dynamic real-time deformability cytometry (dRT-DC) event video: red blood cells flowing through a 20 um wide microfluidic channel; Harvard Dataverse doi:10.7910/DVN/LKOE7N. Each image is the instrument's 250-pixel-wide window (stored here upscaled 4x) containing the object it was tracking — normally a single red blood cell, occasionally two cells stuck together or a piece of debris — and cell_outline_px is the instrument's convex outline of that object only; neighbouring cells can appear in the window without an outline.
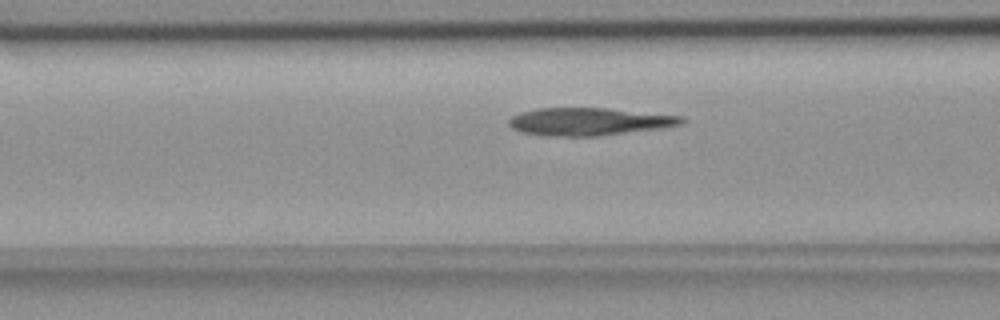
{"species": "common noctule bat (a hibernating species)", "species_latin": "Nyctalus noctula", "temperature_condition": "room temperature", "stored_images_in_passage": 50, "camera_frame_rate_fps": 3000, "um_per_image_px": 0.085, "animal": {"sex": "female", "body_mass_g": 18.4}, "frame": {"image": 1, "passage_image": 16, "time_ms": 5.0, "image_size_px": [1000, 320], "cell_outline_px": [[684, 120], [680, 124], [660, 128], [596, 136], [544, 136], [520, 132], [512, 128], [508, 124], [508, 120], [512, 116], [520, 112], [536, 108], [608, 108], [680, 116]], "centroid_in_image_um": [49.97, 10.33], "position_along_channel_um": 116.6, "area_um2": 27.69}}
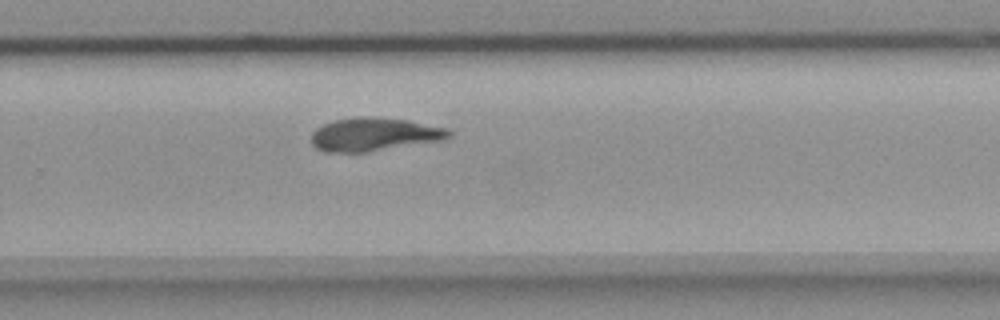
{"frame": {"image": 2, "passage_image": 31, "time_ms": 10.0, "image_size_px": [1000, 320], "cell_outline_px": [[452, 136], [444, 140], [364, 152], [324, 152], [316, 148], [312, 144], [312, 132], [316, 128], [332, 120], [360, 116], [372, 116], [408, 120], [448, 128], [452, 132]], "centroid_in_image_um": [31.82, 11.41], "position_along_channel_um": 298.0, "area_um2": 26.88}}
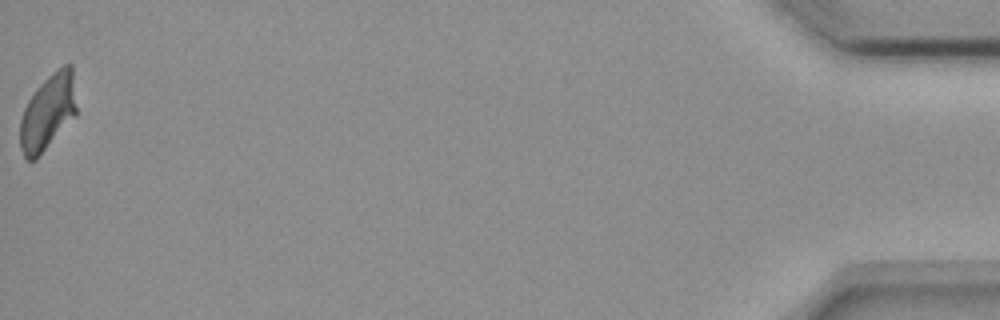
{"frame": {"image": 3, "passage_image": 50, "time_ms": 16.333, "image_size_px": [1000, 320], "cell_outline_px": [[76, 116], [36, 160], [24, 160], [20, 148], [20, 120], [24, 108], [28, 100], [36, 88], [56, 68], [64, 64], [72, 64], [76, 108]], "centroid_in_image_um": [4.06, 9.55], "position_along_channel_um": 431.1, "area_um2": 25.2}, "authors_computed_cell_mechanics": {"area_um2": 26.2123, "velocity_mm_per_s": 3.6442, "shape_relaxation_time_tau1_ms": null, "shape_relaxation_time_tau2_ms": 2.9842, "deformation_change_tau1": null, "deformation_change_tau2": 0.0531}}